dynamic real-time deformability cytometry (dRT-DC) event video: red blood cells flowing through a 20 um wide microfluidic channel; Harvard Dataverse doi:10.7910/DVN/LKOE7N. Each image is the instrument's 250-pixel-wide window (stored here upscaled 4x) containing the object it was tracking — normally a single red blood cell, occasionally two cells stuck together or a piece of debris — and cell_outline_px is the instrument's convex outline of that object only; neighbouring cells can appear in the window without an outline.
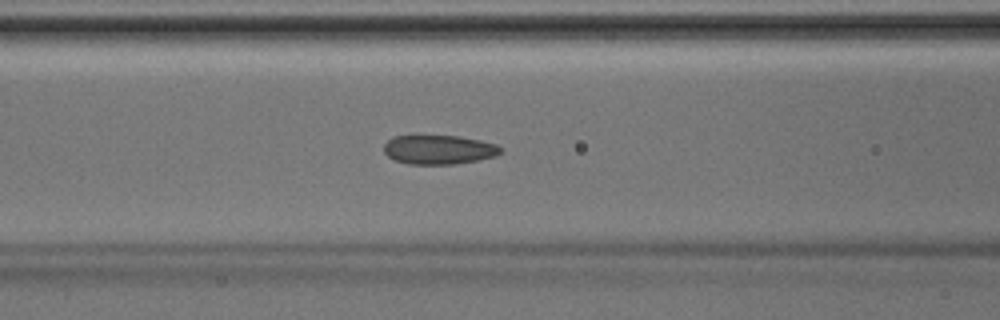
{"species": "Egyptian fruit bat (a non-hibernating species)", "species_latin": "Rousettus aegyptiacus", "temperature_condition": "room temperature", "stored_images_in_passage": 43, "camera_frame_rate_fps": 3000, "um_per_image_px": 0.085, "animal": {"sex": "male"}, "frame": {"image": 1, "passage_image": 17, "time_ms": 5.333, "image_size_px": [1000, 320], "cell_outline_px": [[500, 152], [496, 156], [476, 160], [452, 164], [408, 164], [396, 160], [388, 156], [384, 152], [384, 144], [392, 136], [460, 136], [480, 140], [496, 144], [500, 148]], "centroid_in_image_um": [37.27, 12.71], "position_along_channel_um": 129.3, "area_um2": 19.65}}
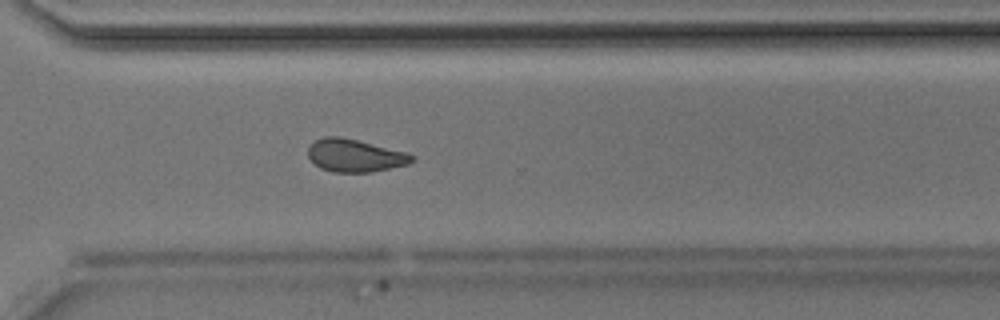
{"frame": {"image": 2, "passage_image": 31, "time_ms": 10.0, "image_size_px": [1000, 320], "cell_outline_px": [[412, 160], [408, 164], [372, 172], [332, 172], [320, 168], [308, 156], [308, 148], [316, 140], [324, 136], [340, 136], [408, 152], [412, 156]], "centroid_in_image_um": [30.15, 13.22], "position_along_channel_um": 340.4, "area_um2": 19.65}}
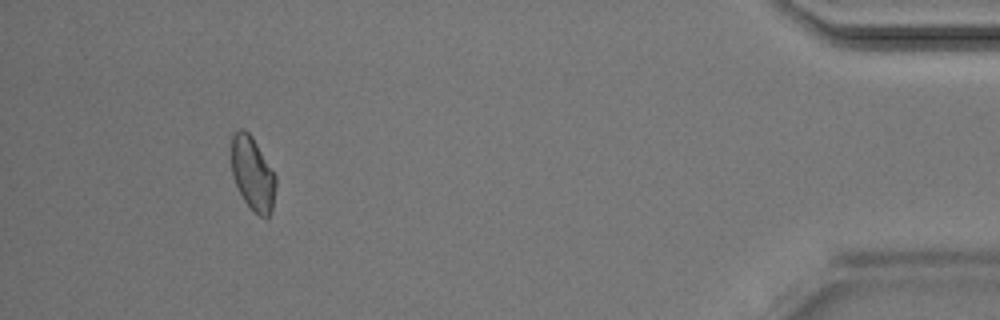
{"frame": {"image": 3, "passage_image": 40, "time_ms": 13.0, "image_size_px": [1000, 320], "cell_outline_px": [[276, 184], [272, 208], [268, 220], [264, 220], [244, 200], [232, 176], [232, 136], [240, 128], [244, 128], [252, 136], [276, 176]], "centroid_in_image_um": [21.49, 14.77], "position_along_channel_um": 413.7, "area_um2": 18.84}}